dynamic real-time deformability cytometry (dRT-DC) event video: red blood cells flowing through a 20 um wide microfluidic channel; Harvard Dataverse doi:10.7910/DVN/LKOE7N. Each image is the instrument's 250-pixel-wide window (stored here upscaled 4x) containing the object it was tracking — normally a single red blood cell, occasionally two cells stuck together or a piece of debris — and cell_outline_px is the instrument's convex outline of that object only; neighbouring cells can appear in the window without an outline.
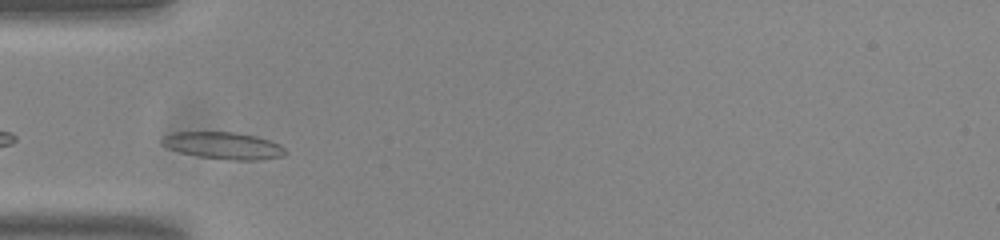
{"species": "common noctule bat (a hibernating species)", "species_latin": "Nyctalus noctula", "temperature_condition": "room temperature", "stored_images_in_passage": 39, "camera_frame_rate_fps": 3000, "um_per_image_px": 0.085, "animal": {"sex": "male", "body_mass_g": 20.0, "forearm_length_mm": 53.3}, "frame": {"image": 1, "passage_image": 2, "time_ms": 0.333, "image_size_px": [1000, 240], "cell_outline_px": [[288, 152], [284, 156], [256, 160], [236, 160], [196, 156], [180, 152], [168, 148], [160, 144], [160, 140], [164, 136], [176, 132], [236, 132], [256, 136], [280, 144]], "centroid_in_image_um": [18.99, 12.37], "position_along_channel_um": 66.0, "area_um2": 19.42}}
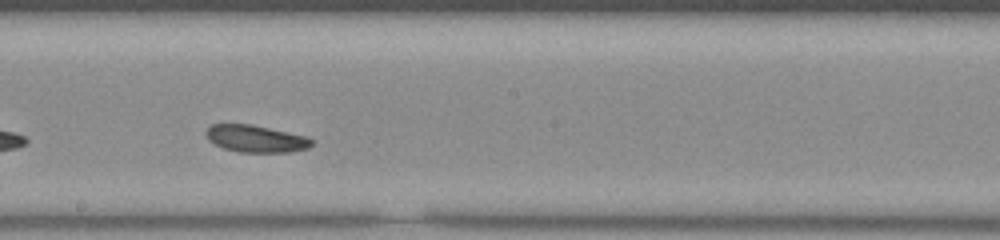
{"frame": {"image": 2, "passage_image": 15, "time_ms": 4.667, "image_size_px": [1000, 240], "cell_outline_px": [[316, 140], [308, 148], [292, 152], [240, 152], [224, 148], [208, 140], [204, 132], [212, 124], [252, 124], [308, 136]], "centroid_in_image_um": [21.79, 11.78], "position_along_channel_um": 226.4, "area_um2": 16.88}}
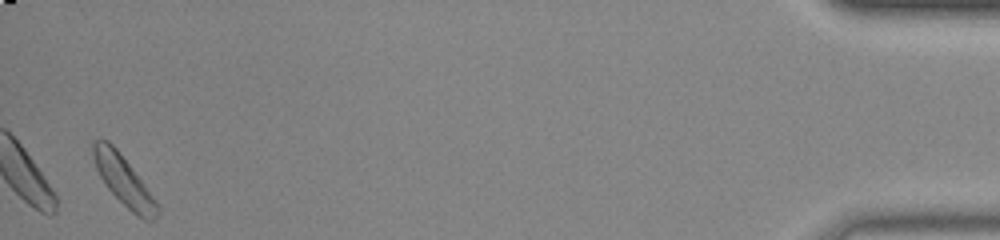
{"frame": {"image": 3, "passage_image": 38, "time_ms": 12.333, "image_size_px": [1000, 240], "cell_outline_px": [[160, 212], [156, 220], [144, 220], [136, 216], [104, 184], [96, 168], [92, 152], [92, 144], [96, 140], [108, 140], [116, 148], [132, 168], [160, 204]], "centroid_in_image_um": [10.56, 15.4], "position_along_channel_um": 424.6, "area_um2": 18.5}, "authors_computed_cell_mechanics": {"area_um2": 17.34, "velocity_mm_per_s": 3.7236, "shape_relaxation_time_tau1_ms": 3.4776, "shape_relaxation_time_tau2_ms": 8.3441, "deformation_change_tau1": 0.0781, "deformation_change_tau2": 0.1554}}